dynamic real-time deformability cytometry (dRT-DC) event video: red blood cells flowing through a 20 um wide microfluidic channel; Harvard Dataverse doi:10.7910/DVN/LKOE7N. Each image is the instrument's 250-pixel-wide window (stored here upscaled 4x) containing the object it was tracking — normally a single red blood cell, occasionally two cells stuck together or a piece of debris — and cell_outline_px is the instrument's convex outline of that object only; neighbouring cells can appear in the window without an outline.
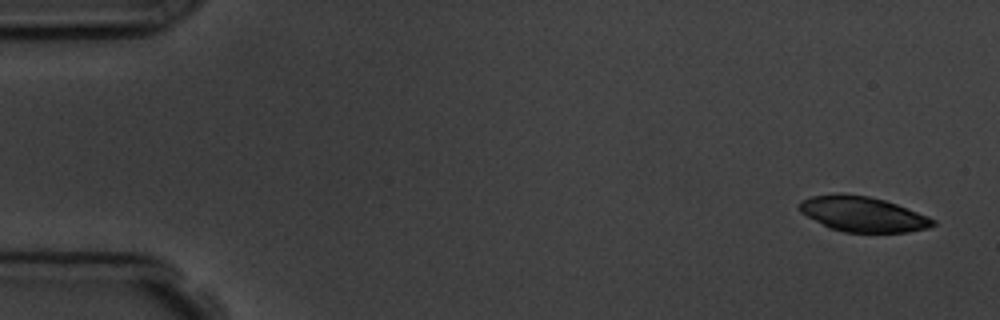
{"species": "common noctule bat (a hibernating species)", "species_latin": "Nyctalus noctula", "temperature_condition": "room temperature", "stored_images_in_passage": 6, "camera_frame_rate_fps": 3000, "um_per_image_px": 0.085, "animal": {"sex": "male", "body_mass_g": 19.5, "forearm_length_mm": 54.6}, "frame": {"image": 1, "passage_image": 1, "time_ms": 0.0, "image_size_px": [1000, 320], "cell_outline_px": [[936, 224], [928, 228], [908, 232], [844, 232], [828, 228], [800, 212], [800, 200], [812, 196], [840, 192], [868, 196], [884, 200], [896, 204], [928, 216], [936, 220]], "centroid_in_image_um": [73.32, 18.19], "position_along_channel_um": 11.7, "area_um2": 27.46}}